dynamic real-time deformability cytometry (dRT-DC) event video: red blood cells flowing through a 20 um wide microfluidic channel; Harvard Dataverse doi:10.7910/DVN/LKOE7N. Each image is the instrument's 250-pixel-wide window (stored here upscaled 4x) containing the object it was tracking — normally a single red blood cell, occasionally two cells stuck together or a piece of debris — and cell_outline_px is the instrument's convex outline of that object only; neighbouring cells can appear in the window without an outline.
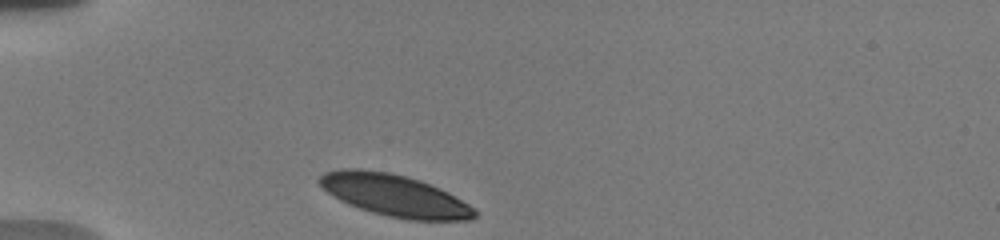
{"species": "human", "species_latin": "Homo sapiens", "temperature_condition": "warm", "stored_images_in_passage": 28, "camera_frame_rate_fps": 3000, "um_per_image_px": 0.085, "donor": {"sex": "male"}, "frame": {"image": 1, "passage_image": 1, "time_ms": 0.0, "image_size_px": [1000, 240], "cell_outline_px": [[476, 216], [472, 220], [408, 220], [388, 216], [372, 212], [348, 204], [332, 196], [316, 180], [324, 172], [344, 168], [360, 168], [388, 172], [420, 180], [440, 188], [448, 192], [476, 208]], "centroid_in_image_um": [33.55, 16.61], "position_along_channel_um": 51.5, "area_um2": 37.92}}
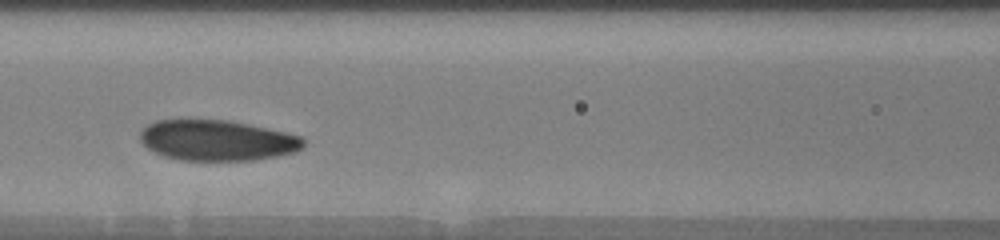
{"frame": {"image": 2, "passage_image": 10, "time_ms": 3.333, "image_size_px": [1000, 240], "cell_outline_px": [[304, 144], [296, 152], [256, 160], [180, 160], [164, 156], [148, 148], [140, 140], [140, 132], [148, 124], [156, 120], [232, 120], [284, 132], [300, 136], [304, 140]], "centroid_in_image_um": [18.45, 11.93], "position_along_channel_um": 148.1, "area_um2": 38.49}}
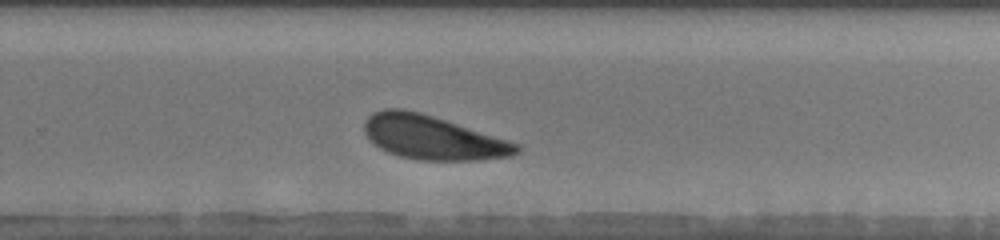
{"frame": {"image": 3, "passage_image": 21, "time_ms": 7.333, "image_size_px": [1000, 240], "cell_outline_px": [[520, 152], [512, 156], [476, 160], [416, 160], [400, 156], [388, 152], [372, 144], [368, 140], [364, 132], [364, 120], [372, 112], [384, 108], [400, 108], [420, 112], [520, 144]], "centroid_in_image_um": [36.73, 11.69], "position_along_channel_um": 293.1, "area_um2": 39.02}}